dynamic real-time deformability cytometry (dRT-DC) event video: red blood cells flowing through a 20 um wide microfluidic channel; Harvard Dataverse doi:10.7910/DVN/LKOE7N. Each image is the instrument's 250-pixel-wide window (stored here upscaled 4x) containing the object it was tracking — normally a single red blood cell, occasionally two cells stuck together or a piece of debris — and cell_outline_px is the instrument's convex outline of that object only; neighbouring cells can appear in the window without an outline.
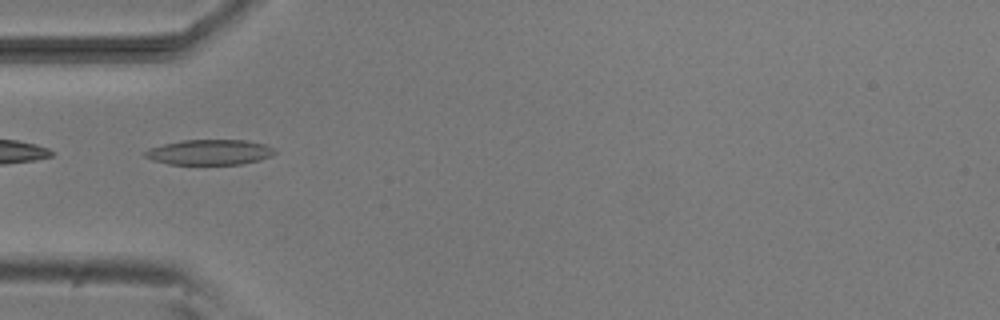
{"species": "common noctule bat (a hibernating species)", "species_latin": "Nyctalus noctula", "temperature_condition": "room temperature", "stored_images_in_passage": 7, "camera_frame_rate_fps": 3000, "um_per_image_px": 0.085, "animal": {"sex": "male", "body_mass_g": 20.5, "forearm_length_mm": 52.5}, "frame": {"image": 1, "passage_image": 5, "time_ms": 4.667, "image_size_px": [1000, 320], "cell_outline_px": [[276, 152], [272, 156], [260, 160], [240, 164], [168, 164], [152, 160], [144, 156], [144, 152], [148, 148], [180, 140], [248, 140], [268, 144]], "centroid_in_image_um": [17.83, 12.93], "position_along_channel_um": 67.2, "area_um2": 19.25}}
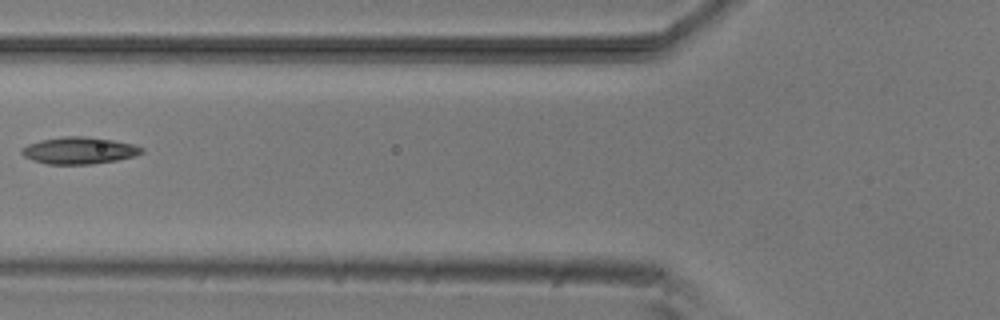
{"frame": {"image": 2, "passage_image": 6, "time_ms": 6.0, "image_size_px": [1000, 320], "cell_outline_px": [[144, 152], [136, 156], [116, 160], [92, 164], [48, 164], [32, 160], [24, 156], [20, 152], [20, 148], [28, 144], [40, 140], [64, 136], [84, 136], [112, 140], [136, 144], [144, 148]], "centroid_in_image_um": [6.74, 12.79], "position_along_channel_um": 119.1, "area_um2": 18.96}}
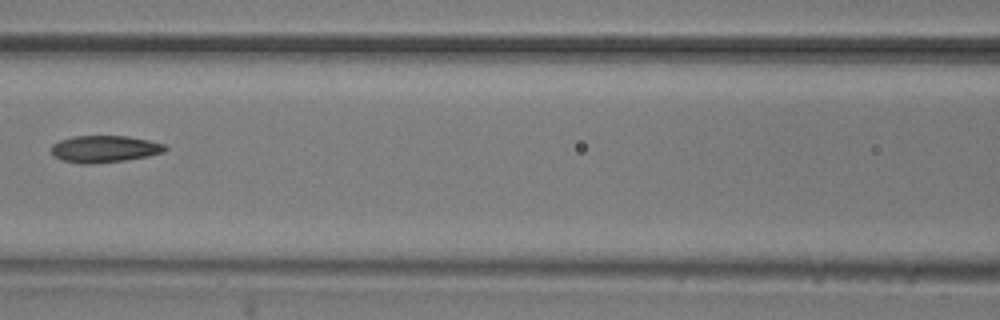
{"frame": {"image": 3, "passage_image": 7, "time_ms": 7.0, "image_size_px": [1000, 320], "cell_outline_px": [[168, 148], [164, 152], [148, 156], [124, 160], [92, 164], [80, 164], [64, 160], [52, 156], [52, 144], [60, 140], [72, 136], [128, 136], [148, 140], [164, 144]], "centroid_in_image_um": [8.87, 12.66], "position_along_channel_um": 157.7, "area_um2": 17.86}}